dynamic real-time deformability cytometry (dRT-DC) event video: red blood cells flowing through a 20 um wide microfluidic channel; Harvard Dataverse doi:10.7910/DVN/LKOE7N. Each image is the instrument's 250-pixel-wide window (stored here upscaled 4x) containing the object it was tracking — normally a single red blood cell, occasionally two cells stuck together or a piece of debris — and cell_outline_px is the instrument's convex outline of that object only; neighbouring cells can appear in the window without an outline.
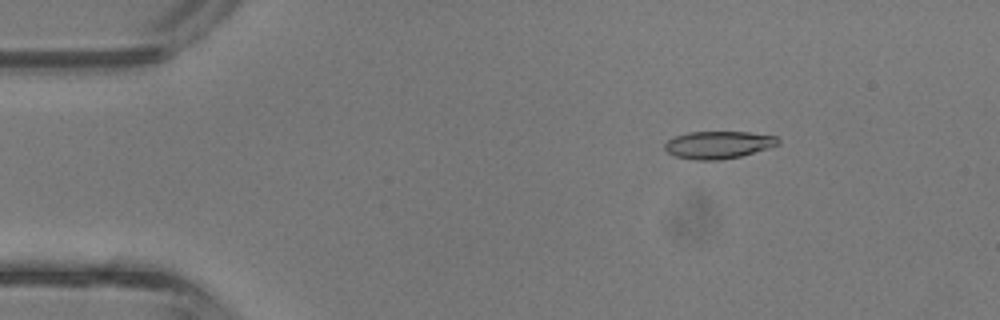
{"species": "common noctule bat (a hibernating species)", "species_latin": "Nyctalus noctula", "temperature_condition": "room temperature", "stored_images_in_passage": 3, "camera_frame_rate_fps": 3000, "um_per_image_px": 0.085, "animal": {"sex": "male", "body_mass_g": 13.3}, "frame": {"image": 1, "passage_image": 1, "time_ms": 0.0, "image_size_px": [1000, 320], "cell_outline_px": [[780, 144], [768, 148], [740, 156], [720, 160], [696, 160], [676, 156], [668, 152], [664, 148], [664, 144], [668, 140], [676, 136], [688, 132], [748, 132], [776, 136], [780, 140]], "centroid_in_image_um": [61.07, 12.31], "position_along_channel_um": 23.9, "area_um2": 18.03}}